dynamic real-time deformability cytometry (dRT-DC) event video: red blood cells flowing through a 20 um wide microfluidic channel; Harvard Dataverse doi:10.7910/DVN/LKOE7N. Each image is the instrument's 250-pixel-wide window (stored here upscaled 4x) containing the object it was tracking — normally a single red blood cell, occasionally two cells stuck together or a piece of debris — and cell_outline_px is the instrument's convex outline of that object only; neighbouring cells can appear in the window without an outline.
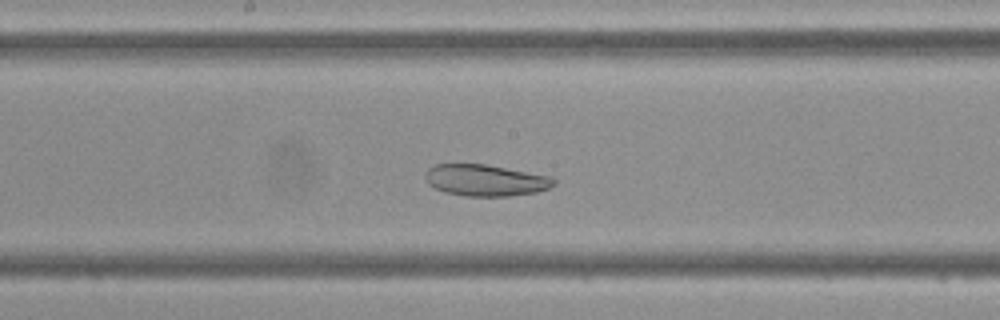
{"species": "Egyptian fruit bat (a non-hibernating species)", "species_latin": "Rousettus aegyptiacus", "temperature_condition": "cold", "stored_images_in_passage": 45, "camera_frame_rate_fps": 3000, "um_per_image_px": 0.085, "frame": {"image": 1, "passage_image": 22, "time_ms": 7.0, "image_size_px": [1000, 320], "cell_outline_px": [[556, 184], [548, 188], [536, 192], [508, 196], [464, 196], [444, 192], [428, 184], [424, 176], [428, 168], [436, 164], [484, 164], [552, 176], [556, 180]], "centroid_in_image_um": [41.27, 15.32], "position_along_channel_um": 206.9, "area_um2": 23.64}}
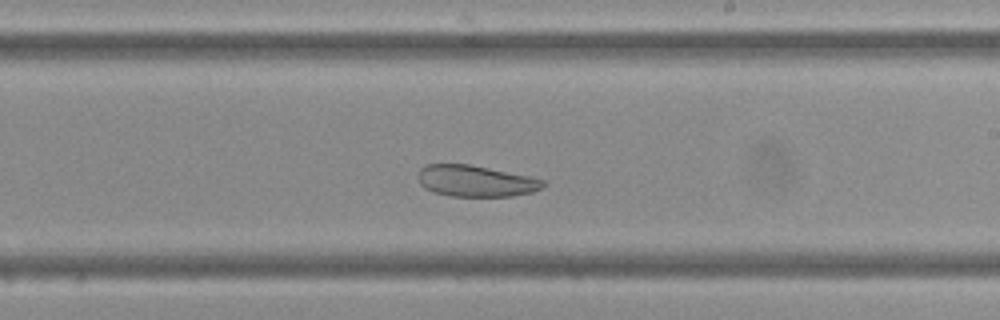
{"frame": {"image": 2, "passage_image": 25, "time_ms": 8.0, "image_size_px": [1000, 320], "cell_outline_px": [[548, 184], [544, 188], [532, 192], [512, 196], [452, 196], [432, 192], [424, 188], [420, 184], [416, 176], [420, 168], [428, 164], [472, 164], [528, 176], [544, 180]], "centroid_in_image_um": [40.43, 15.38], "position_along_channel_um": 248.6, "area_um2": 23.12}}
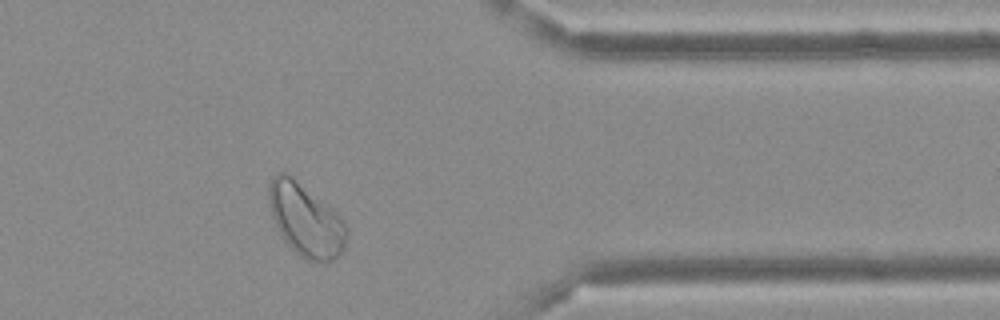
{"frame": {"image": 3, "passage_image": 36, "time_ms": 11.667, "image_size_px": [1000, 320], "cell_outline_px": [[348, 232], [344, 248], [332, 260], [324, 264], [320, 264], [308, 260], [300, 256], [284, 240], [276, 228], [272, 216], [268, 200], [268, 188], [272, 176], [276, 172], [288, 172], [332, 208], [344, 220], [348, 228]], "centroid_in_image_um": [25.98, 18.69], "position_along_channel_um": 385.4, "area_um2": 33.35}}